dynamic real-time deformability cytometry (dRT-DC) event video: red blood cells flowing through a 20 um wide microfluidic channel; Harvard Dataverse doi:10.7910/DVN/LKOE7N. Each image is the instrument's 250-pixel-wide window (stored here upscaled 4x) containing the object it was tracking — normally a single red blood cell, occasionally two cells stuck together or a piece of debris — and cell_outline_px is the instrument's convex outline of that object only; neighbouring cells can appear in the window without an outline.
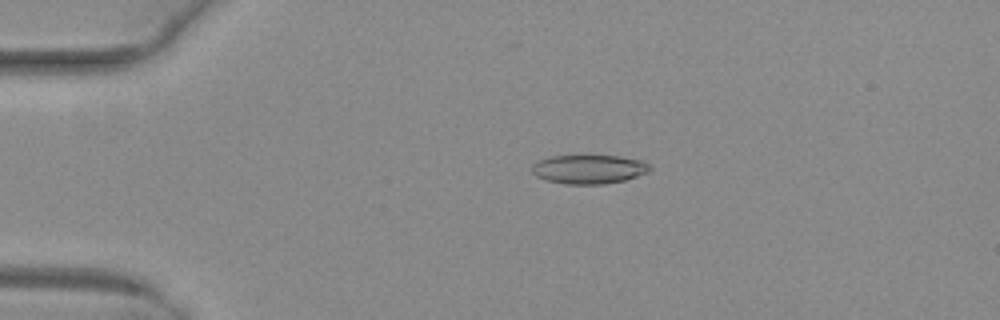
{"species": "common noctule bat (a hibernating species)", "species_latin": "Nyctalus noctula", "temperature_condition": "warm", "stored_images_in_passage": 24, "camera_frame_rate_fps": 3000, "um_per_image_px": 0.085, "animal": {"sex": "female", "body_mass_g": 29.2, "forearm_length_mm": 56.3}, "frame": {"image": 1, "passage_image": 10, "time_ms": 3.0, "image_size_px": [1000, 320], "cell_outline_px": [[648, 172], [624, 180], [604, 184], [564, 184], [544, 180], [536, 176], [532, 172], [532, 164], [548, 156], [620, 156], [644, 160], [648, 164]], "centroid_in_image_um": [50.02, 14.38], "position_along_channel_um": 35.0, "area_um2": 19.88}}
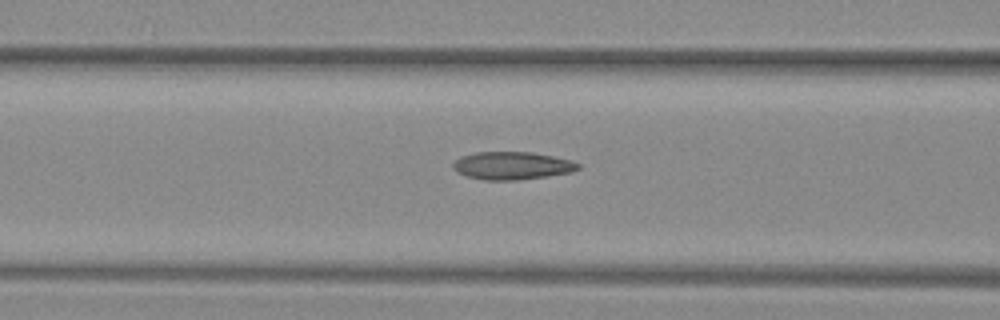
{"frame": {"image": 2, "passage_image": 20, "time_ms": 6.333, "image_size_px": [1000, 320], "cell_outline_px": [[580, 168], [572, 172], [548, 176], [516, 180], [484, 180], [468, 176], [452, 168], [452, 164], [456, 160], [464, 156], [476, 152], [532, 152], [572, 160], [580, 164]], "centroid_in_image_um": [43.58, 14.08], "position_along_channel_um": 123.0, "area_um2": 20.11}}
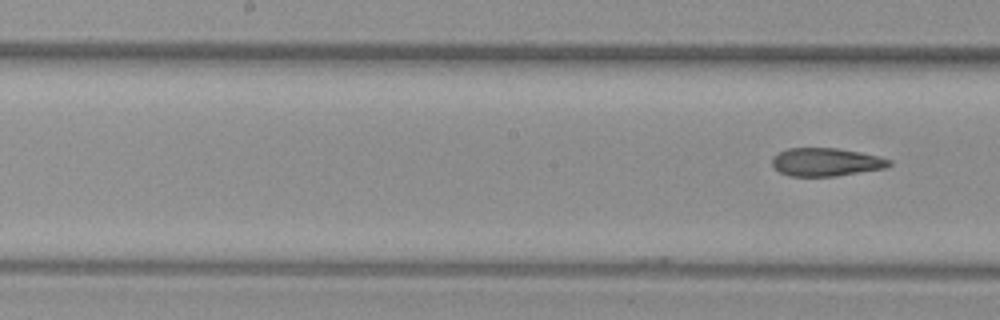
{"frame": {"image": 3, "passage_image": 24, "time_ms": 7.667, "image_size_px": [1000, 320], "cell_outline_px": [[892, 164], [884, 168], [836, 176], [788, 176], [780, 172], [772, 164], [772, 160], [780, 152], [788, 148], [836, 148], [860, 152], [892, 160]], "centroid_in_image_um": [70.22, 13.78], "position_along_channel_um": 178.0, "area_um2": 18.96}}